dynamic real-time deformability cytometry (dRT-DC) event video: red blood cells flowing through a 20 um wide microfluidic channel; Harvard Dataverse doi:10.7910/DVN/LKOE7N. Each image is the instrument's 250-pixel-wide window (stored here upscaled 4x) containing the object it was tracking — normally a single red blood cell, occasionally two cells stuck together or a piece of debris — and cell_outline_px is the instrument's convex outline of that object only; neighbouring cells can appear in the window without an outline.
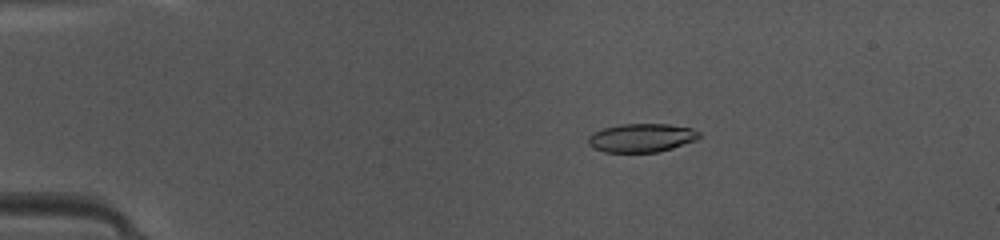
{"species": "common noctule bat (a hibernating species)", "species_latin": "Nyctalus noctula", "temperature_condition": "warm", "stored_images_in_passage": 48, "camera_frame_rate_fps": 3000, "um_per_image_px": 0.085, "animal": {"sex": "female", "body_mass_g": 10.0, "forearm_length_mm": 53.1}, "frame": {"image": 1, "passage_image": 10, "time_ms": 3.0, "image_size_px": [1000, 240], "cell_outline_px": [[700, 136], [696, 140], [672, 148], [656, 152], [604, 152], [592, 148], [588, 144], [588, 136], [592, 132], [604, 128], [620, 124], [668, 124], [692, 128], [700, 132]], "centroid_in_image_um": [54.5, 11.71], "position_along_channel_um": 30.5, "area_um2": 18.55}}
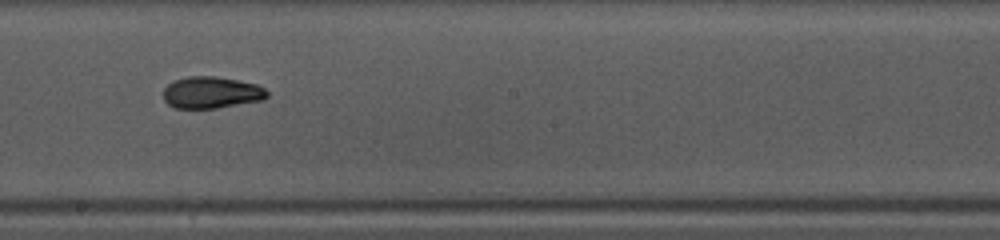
{"frame": {"image": 2, "passage_image": 28, "time_ms": 9.0, "image_size_px": [1000, 240], "cell_outline_px": [[268, 96], [264, 100], [216, 108], [176, 108], [168, 104], [164, 100], [164, 88], [172, 80], [188, 76], [216, 76], [256, 84], [264, 88], [268, 92]], "centroid_in_image_um": [17.96, 7.86], "position_along_channel_um": 230.2, "area_um2": 19.25}}
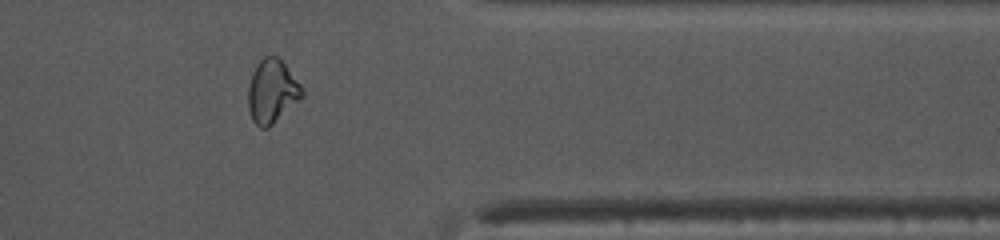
{"frame": {"image": 3, "passage_image": 40, "time_ms": 13.0, "image_size_px": [1000, 240], "cell_outline_px": [[304, 96], [300, 100], [268, 128], [260, 128], [252, 120], [248, 108], [248, 88], [252, 72], [256, 64], [264, 56], [280, 56], [300, 84], [304, 92]], "centroid_in_image_um": [23.13, 7.75], "position_along_channel_um": 388.3, "area_um2": 20.17}, "authors_computed_cell_mechanics": {"area_um2": 19.2474, "velocity_mm_per_s": 4.1987, "shape_relaxation_time_tau1_ms": 8.8437, "shape_relaxation_time_tau2_ms": 1.9502, "deformation_change_tau1": 0.2369, "deformation_change_tau2": 0.0669}}